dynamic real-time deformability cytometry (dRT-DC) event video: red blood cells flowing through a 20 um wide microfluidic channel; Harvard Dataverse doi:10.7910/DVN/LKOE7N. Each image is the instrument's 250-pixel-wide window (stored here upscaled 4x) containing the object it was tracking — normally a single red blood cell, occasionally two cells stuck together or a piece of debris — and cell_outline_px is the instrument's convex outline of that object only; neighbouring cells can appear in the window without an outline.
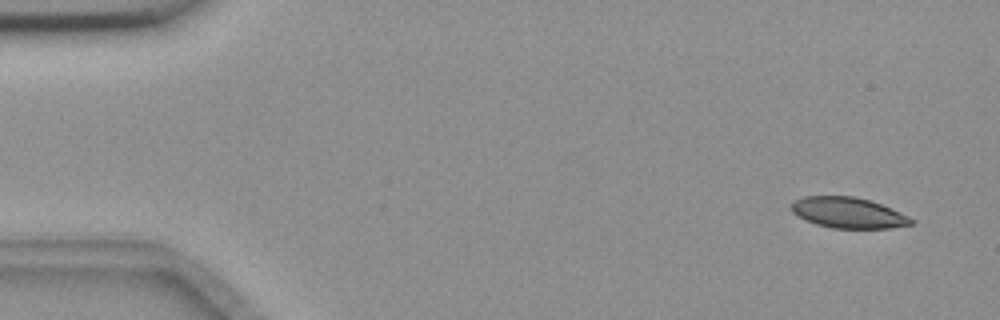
{"species": "common noctule bat (a hibernating species)", "species_latin": "Nyctalus noctula", "temperature_condition": "room temperature", "stored_images_in_passage": 9, "camera_frame_rate_fps": 3000, "um_per_image_px": 0.085, "animal": {"sex": "female", "body_mass_g": 18.4}, "frame": {"image": 1, "passage_image": 1, "time_ms": 0.0, "image_size_px": [1000, 320], "cell_outline_px": [[916, 220], [912, 224], [888, 228], [832, 228], [816, 224], [792, 212], [792, 204], [796, 200], [804, 196], [852, 196], [872, 200], [900, 212]], "centroid_in_image_um": [72.14, 18.08], "position_along_channel_um": 12.9, "area_um2": 21.27}}
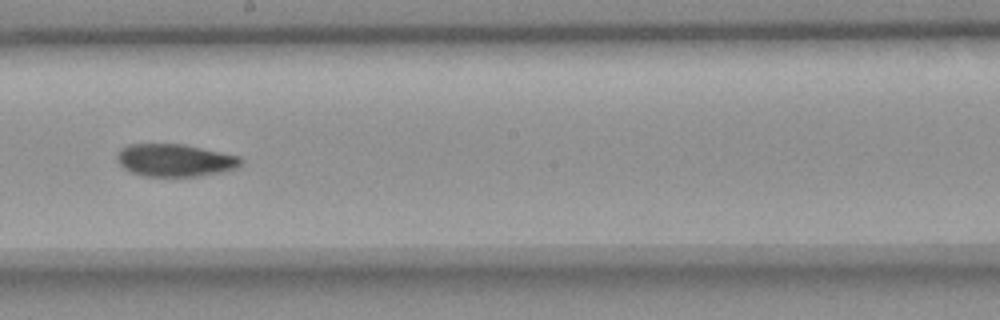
{"frame": {"image": 2, "passage_image": 7, "time_ms": 2.0, "image_size_px": [1000, 320], "cell_outline_px": [[244, 164], [236, 168], [220, 172], [196, 176], [140, 176], [124, 168], [116, 160], [116, 156], [120, 148], [128, 144], [184, 144], [240, 156], [244, 160]], "centroid_in_image_um": [14.87, 13.61], "position_along_channel_um": 233.3, "area_um2": 23.64}}
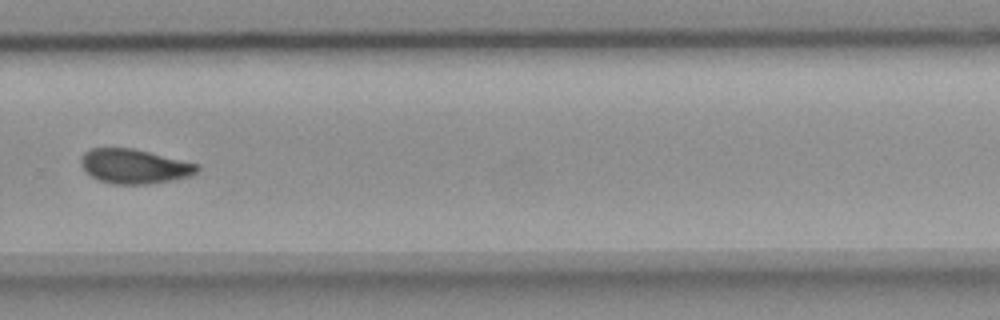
{"frame": {"image": 3, "passage_image": 9, "time_ms": 2.667, "image_size_px": [1000, 320], "cell_outline_px": [[200, 168], [196, 172], [188, 176], [172, 180], [148, 184], [112, 184], [100, 180], [92, 176], [80, 164], [80, 160], [84, 152], [92, 148], [132, 148], [200, 164]], "centroid_in_image_um": [11.43, 14.13], "position_along_channel_um": 318.4, "area_um2": 23.18}}